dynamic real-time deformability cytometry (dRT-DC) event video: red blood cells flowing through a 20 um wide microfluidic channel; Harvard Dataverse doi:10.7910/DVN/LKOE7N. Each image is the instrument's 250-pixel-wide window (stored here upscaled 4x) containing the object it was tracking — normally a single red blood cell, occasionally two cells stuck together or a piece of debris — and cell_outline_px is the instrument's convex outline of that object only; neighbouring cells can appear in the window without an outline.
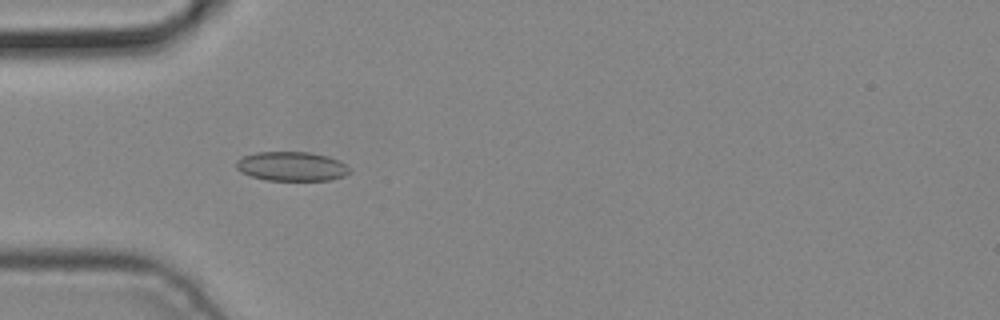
{"species": "common noctule bat (a hibernating species)", "species_latin": "Nyctalus noctula", "temperature_condition": "cold", "stored_images_in_passage": 4, "camera_frame_rate_fps": 3000, "um_per_image_px": 0.085, "animal": {"sex": "male", "body_mass_g": 19.2, "forearm_length_mm": 51.8}, "frame": {"image": 1, "passage_image": 4, "time_ms": 1.0, "image_size_px": [1000, 320], "cell_outline_px": [[352, 172], [344, 176], [328, 180], [264, 180], [240, 172], [236, 168], [236, 160], [244, 156], [256, 152], [308, 152], [328, 156], [340, 160]], "centroid_in_image_um": [24.78, 14.14], "position_along_channel_um": 60.2, "area_um2": 19.36}}